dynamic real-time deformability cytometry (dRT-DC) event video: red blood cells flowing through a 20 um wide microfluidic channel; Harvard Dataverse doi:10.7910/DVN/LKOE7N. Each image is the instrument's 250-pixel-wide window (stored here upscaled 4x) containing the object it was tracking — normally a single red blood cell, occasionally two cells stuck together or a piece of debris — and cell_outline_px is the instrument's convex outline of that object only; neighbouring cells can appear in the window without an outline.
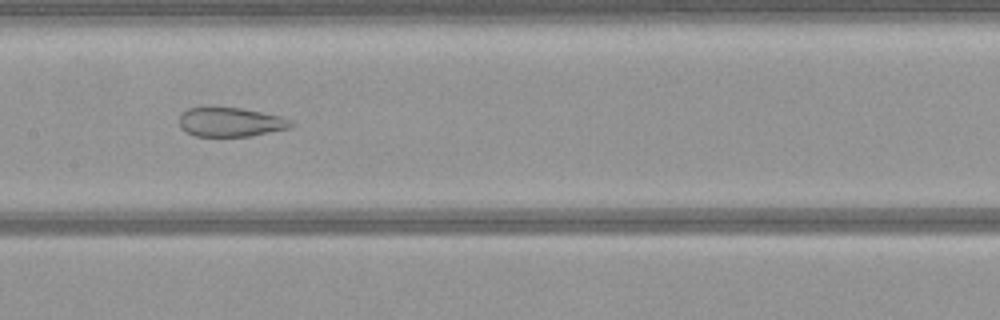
{"species": "common noctule bat (a hibernating species)", "species_latin": "Nyctalus noctula", "temperature_condition": "warm", "stored_images_in_passage": 52, "camera_frame_rate_fps": 3000, "um_per_image_px": 0.085, "animal": {"sex": "female", "body_mass_g": 21.9}, "frame": {"image": 1, "passage_image": 25, "time_ms": 8.0, "image_size_px": [1000, 320], "cell_outline_px": [[296, 124], [288, 128], [252, 136], [196, 136], [180, 128], [180, 116], [188, 108], [244, 108], [280, 116], [292, 120]], "centroid_in_image_um": [19.65, 10.38], "position_along_channel_um": 187.8, "area_um2": 18.84}}
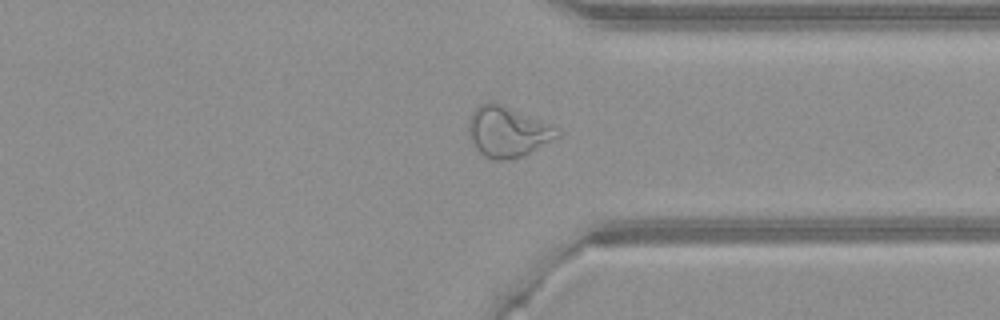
{"frame": {"image": 2, "passage_image": 39, "time_ms": 12.667, "image_size_px": [1000, 320], "cell_outline_px": [[560, 136], [524, 156], [508, 160], [492, 160], [484, 156], [476, 148], [468, 132], [468, 120], [472, 112], [480, 104], [488, 100], [492, 100], [544, 124], [560, 132]], "centroid_in_image_um": [43.06, 11.22], "position_along_channel_um": 368.3, "area_um2": 25.49}}
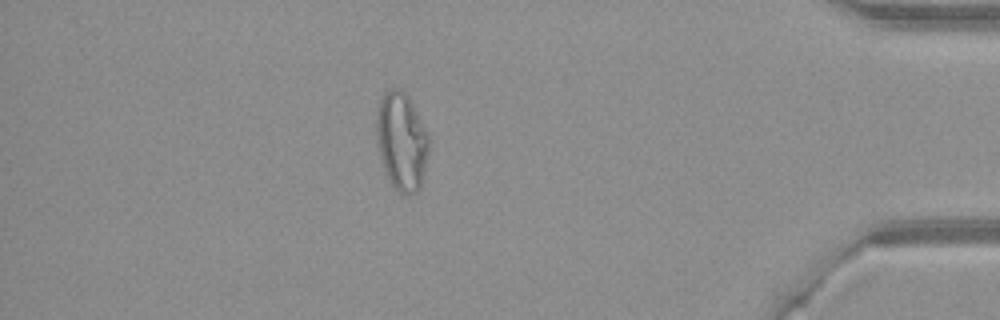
{"frame": {"image": 3, "passage_image": 45, "time_ms": 14.667, "image_size_px": [1000, 320], "cell_outline_px": [[432, 140], [420, 188], [416, 192], [408, 196], [404, 196], [392, 184], [384, 172], [376, 140], [376, 112], [380, 96], [384, 92], [392, 88], [400, 88], [408, 96], [428, 132]], "centroid_in_image_um": [34.14, 12.0], "position_along_channel_um": 401.1, "area_um2": 30.63}}